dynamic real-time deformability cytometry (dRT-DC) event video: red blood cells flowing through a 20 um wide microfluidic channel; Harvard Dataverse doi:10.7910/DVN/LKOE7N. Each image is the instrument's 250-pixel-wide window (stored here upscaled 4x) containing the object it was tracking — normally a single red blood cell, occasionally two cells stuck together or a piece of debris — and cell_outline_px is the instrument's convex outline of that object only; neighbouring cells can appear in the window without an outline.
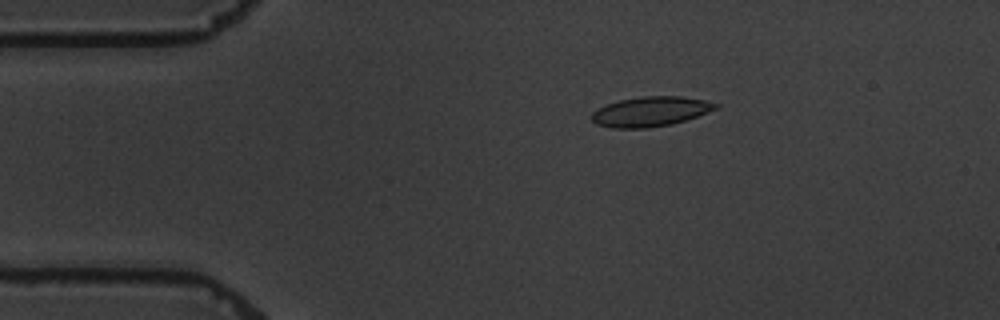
{"species": "common noctule bat (a hibernating species)", "species_latin": "Nyctalus noctula", "temperature_condition": "warm", "stored_images_in_passage": 5, "camera_frame_rate_fps": 3000, "um_per_image_px": 0.085, "animal": {"sex": "male", "body_mass_g": 19.5, "forearm_length_mm": 54.6}, "frame": {"image": 1, "passage_image": 2, "time_ms": 1.0, "image_size_px": [1000, 320], "cell_outline_px": [[720, 108], [672, 124], [644, 128], [612, 128], [596, 124], [592, 120], [592, 112], [596, 108], [620, 100], [640, 96], [680, 96], [704, 100], [720, 104]], "centroid_in_image_um": [55.29, 9.47], "position_along_channel_um": 29.7, "area_um2": 21.5}}
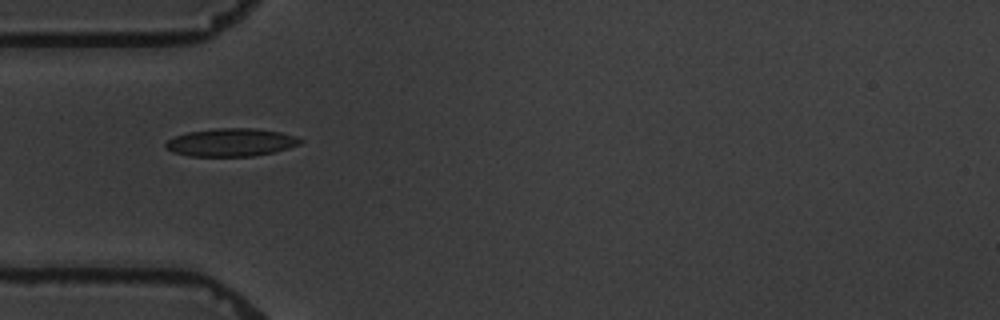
{"frame": {"image": 2, "passage_image": 4, "time_ms": 3.333, "image_size_px": [1000, 320], "cell_outline_px": [[304, 140], [300, 144], [288, 148], [272, 152], [252, 156], [188, 156], [172, 152], [164, 148], [164, 144], [168, 140], [176, 136], [188, 132], [216, 128], [256, 128], [280, 132], [296, 136]], "centroid_in_image_um": [19.62, 12.1], "position_along_channel_um": 65.4, "area_um2": 21.96}}